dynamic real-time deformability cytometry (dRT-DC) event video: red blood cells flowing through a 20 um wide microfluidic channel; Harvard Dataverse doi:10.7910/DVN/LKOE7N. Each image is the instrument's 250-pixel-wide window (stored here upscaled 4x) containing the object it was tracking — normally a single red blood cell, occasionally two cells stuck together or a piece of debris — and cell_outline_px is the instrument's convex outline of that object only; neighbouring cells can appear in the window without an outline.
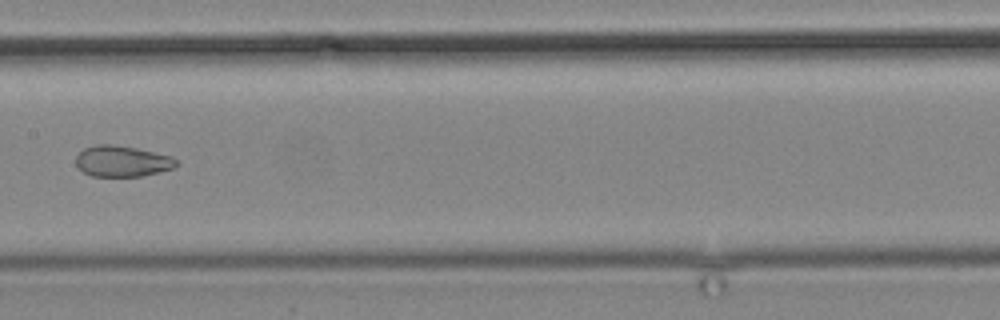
{"species": "common noctule bat (a hibernating species)", "species_latin": "Nyctalus noctula", "temperature_condition": "cold", "stored_images_in_passage": 20, "camera_frame_rate_fps": 3000, "um_per_image_px": 0.085, "animal": {"sex": "male", "body_mass_g": 19.2, "forearm_length_mm": 51.8}, "frame": {"image": 1, "passage_image": 12, "time_ms": 14.333, "image_size_px": [1000, 320], "cell_outline_px": [[180, 164], [172, 168], [140, 176], [92, 176], [84, 172], [76, 164], [76, 156], [84, 148], [96, 144], [112, 144], [136, 148], [172, 156]], "centroid_in_image_um": [10.37, 13.69], "position_along_channel_um": 197.0, "area_um2": 17.98}}
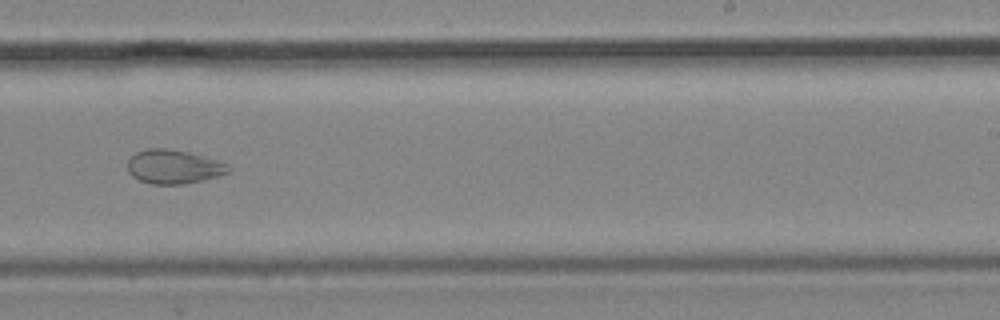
{"frame": {"image": 2, "passage_image": 14, "time_ms": 16.667, "image_size_px": [1000, 320], "cell_outline_px": [[232, 168], [228, 172], [204, 180], [184, 184], [152, 184], [140, 180], [132, 176], [128, 172], [128, 160], [136, 152], [148, 148], [168, 148], [188, 152], [216, 160], [228, 164]], "centroid_in_image_um": [14.75, 14.17], "position_along_channel_um": 274.3, "area_um2": 19.88}}
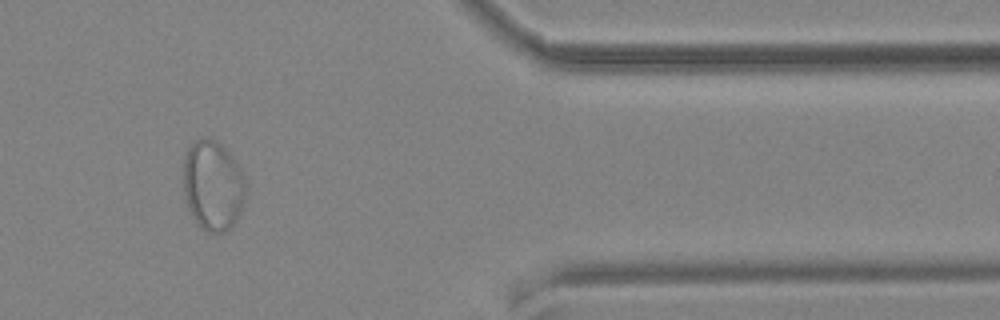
{"frame": {"image": 3, "passage_image": 17, "time_ms": 21.0, "image_size_px": [1000, 320], "cell_outline_px": [[244, 196], [236, 220], [224, 232], [208, 232], [192, 216], [188, 208], [184, 192], [184, 160], [188, 148], [192, 140], [204, 136], [216, 140], [232, 156], [240, 168], [244, 180]], "centroid_in_image_um": [18.06, 15.71], "position_along_channel_um": 393.3, "area_um2": 32.19}}